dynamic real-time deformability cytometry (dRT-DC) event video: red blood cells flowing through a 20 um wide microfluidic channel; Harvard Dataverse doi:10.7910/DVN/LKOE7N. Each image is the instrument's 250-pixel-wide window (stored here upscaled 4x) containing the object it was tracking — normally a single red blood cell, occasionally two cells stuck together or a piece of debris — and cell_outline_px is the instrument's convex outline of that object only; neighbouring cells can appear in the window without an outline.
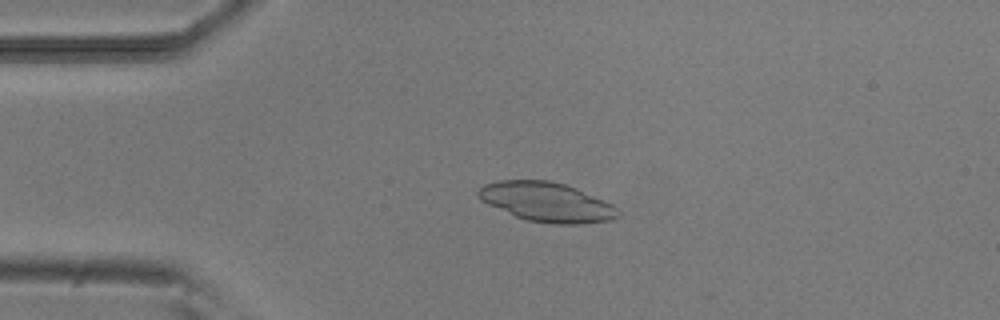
{"species": "common noctule bat (a hibernating species)", "species_latin": "Nyctalus noctula", "temperature_condition": "room temperature", "stored_images_in_passage": 42, "camera_frame_rate_fps": 3000, "um_per_image_px": 0.085, "animal": {"sex": "male", "body_mass_g": 20.5, "forearm_length_mm": 52.5}, "frame": {"image": 1, "passage_image": 1, "time_ms": 0.0, "image_size_px": [1000, 320], "cell_outline_px": [[620, 216], [612, 220], [580, 224], [556, 224], [528, 220], [516, 216], [488, 204], [480, 200], [476, 196], [476, 192], [484, 184], [500, 180], [548, 180], [564, 184], [576, 188], [604, 200], [612, 204], [620, 212]], "centroid_in_image_um": [46.47, 17.17], "position_along_channel_um": 38.5, "area_um2": 32.02}}
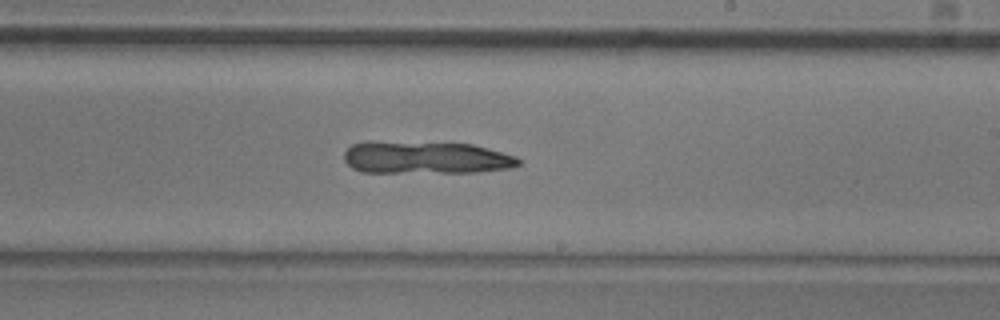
{"frame": {"image": 2, "passage_image": 20, "time_ms": 6.333, "image_size_px": [1000, 320], "cell_outline_px": [[520, 164], [512, 168], [476, 172], [364, 172], [352, 168], [344, 160], [344, 152], [352, 144], [368, 140], [472, 144], [488, 148], [516, 156], [520, 160]], "centroid_in_image_um": [36.17, 13.38], "position_along_channel_um": 252.8, "area_um2": 33.35}}
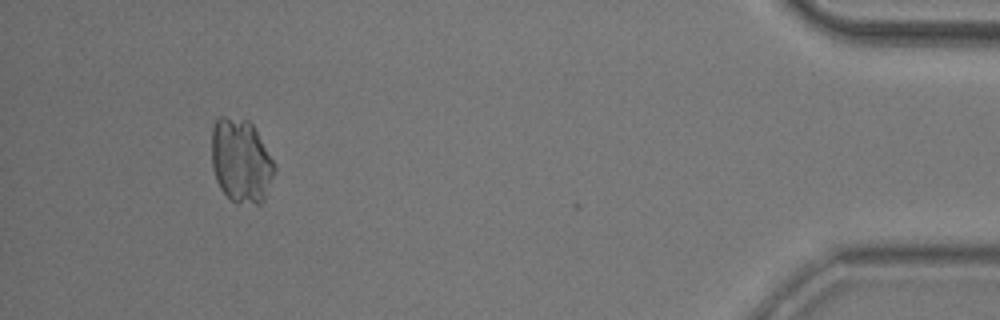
{"frame": {"image": 3, "passage_image": 38, "time_ms": 12.333, "image_size_px": [1000, 320], "cell_outline_px": [[276, 172], [264, 200], [260, 204], [256, 204], [232, 200], [220, 188], [216, 180], [212, 168], [212, 128], [216, 120], [220, 116], [224, 116], [248, 120], [256, 128], [276, 164]], "centroid_in_image_um": [20.51, 13.64], "position_along_channel_um": 414.7, "area_um2": 30.98}}